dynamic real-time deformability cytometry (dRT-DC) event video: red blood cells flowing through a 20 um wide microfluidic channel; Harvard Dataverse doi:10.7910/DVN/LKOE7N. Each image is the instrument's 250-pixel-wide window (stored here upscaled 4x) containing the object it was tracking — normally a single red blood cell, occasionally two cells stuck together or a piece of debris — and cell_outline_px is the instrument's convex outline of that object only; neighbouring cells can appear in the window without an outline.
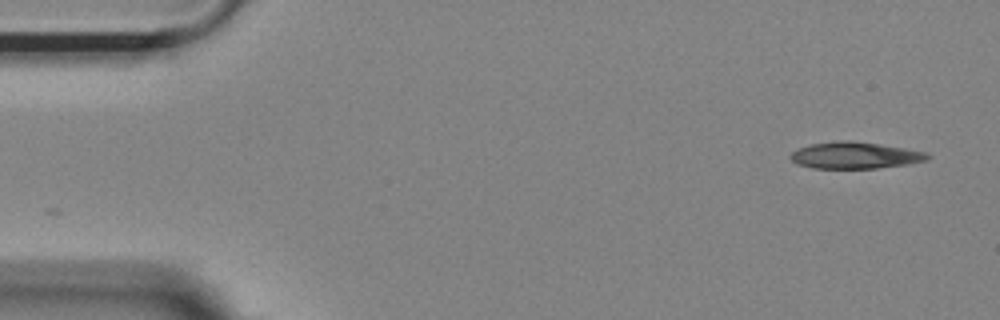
{"species": "Egyptian fruit bat (a non-hibernating species)", "species_latin": "Rousettus aegyptiacus", "temperature_condition": "room temperature", "stored_images_in_passage": 51, "camera_frame_rate_fps": 3000, "um_per_image_px": 0.085, "animal": {"sex": "female"}, "frame": {"image": 1, "passage_image": 1, "time_ms": 0.0, "image_size_px": [1000, 320], "cell_outline_px": [[932, 156], [928, 160], [908, 164], [876, 168], [812, 168], [796, 164], [788, 156], [792, 152], [800, 148], [812, 144], [840, 140], [852, 140], [880, 144], [928, 152]], "centroid_in_image_um": [72.7, 13.2], "position_along_channel_um": 12.3, "area_um2": 21.33}}
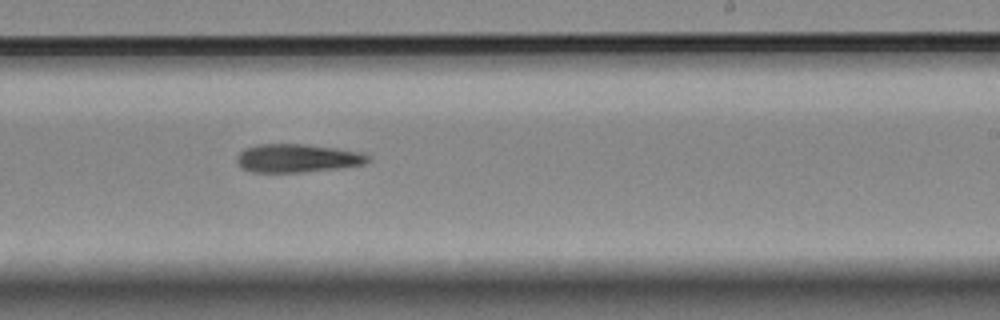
{"frame": {"image": 2, "passage_image": 30, "time_ms": 9.667, "image_size_px": [1000, 320], "cell_outline_px": [[372, 160], [364, 164], [336, 168], [304, 172], [252, 172], [240, 168], [236, 160], [236, 156], [244, 148], [256, 144], [304, 144], [336, 148], [360, 152], [368, 156]], "centroid_in_image_um": [25.22, 13.44], "position_along_channel_um": 263.8, "area_um2": 21.73}}
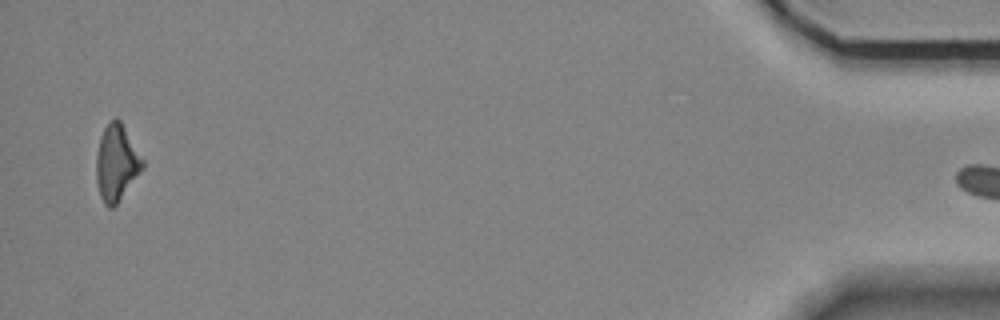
{"frame": {"image": 3, "passage_image": 50, "time_ms": 16.333, "image_size_px": [1000, 320], "cell_outline_px": [[144, 168], [116, 204], [112, 208], [108, 208], [104, 204], [100, 196], [96, 180], [96, 156], [100, 136], [104, 128], [116, 116], [120, 120], [144, 160]], "centroid_in_image_um": [9.9, 13.85], "position_along_channel_um": 425.3, "area_um2": 20.46}}